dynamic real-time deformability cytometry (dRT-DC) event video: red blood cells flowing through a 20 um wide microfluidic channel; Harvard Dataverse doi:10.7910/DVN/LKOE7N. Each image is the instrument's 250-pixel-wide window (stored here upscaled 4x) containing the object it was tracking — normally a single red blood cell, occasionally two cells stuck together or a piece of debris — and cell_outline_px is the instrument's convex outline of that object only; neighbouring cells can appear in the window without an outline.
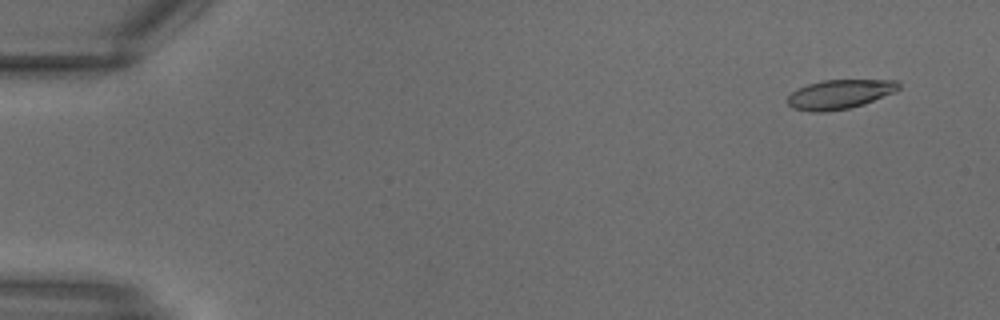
{"species": "common noctule bat (a hibernating species)", "species_latin": "Nyctalus noctula", "temperature_condition": "warm", "stored_images_in_passage": 16, "camera_frame_rate_fps": 3000, "um_per_image_px": 0.085, "animal": {"sex": "male", "body_mass_g": 18.8}, "frame": {"image": 1, "passage_image": 3, "time_ms": 0.667, "image_size_px": [1000, 320], "cell_outline_px": [[900, 88], [896, 92], [864, 104], [848, 108], [824, 112], [812, 112], [792, 108], [788, 104], [788, 96], [796, 88], [820, 80], [896, 80], [900, 84]], "centroid_in_image_um": [71.37, 8.01], "position_along_channel_um": 13.6, "area_um2": 19.07}}
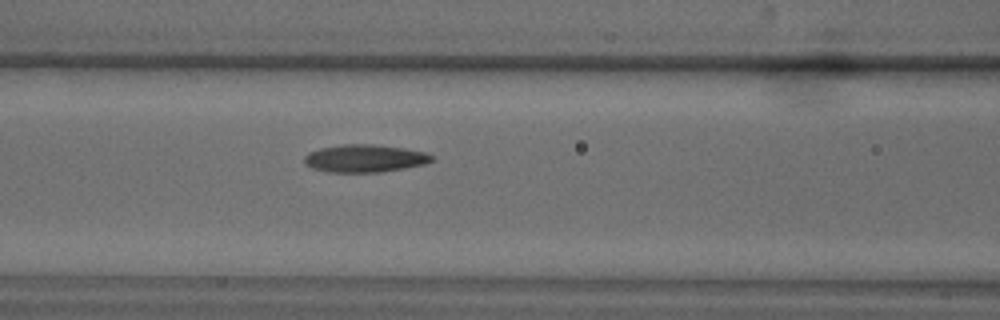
{"frame": {"image": 2, "passage_image": 14, "time_ms": 4.333, "image_size_px": [1000, 320], "cell_outline_px": [[436, 160], [424, 164], [404, 168], [380, 172], [328, 172], [312, 168], [304, 164], [304, 156], [308, 152], [320, 148], [344, 144], [372, 144], [404, 148], [424, 152], [432, 156]], "centroid_in_image_um": [30.98, 13.46], "position_along_channel_um": 135.6, "area_um2": 20.58}}
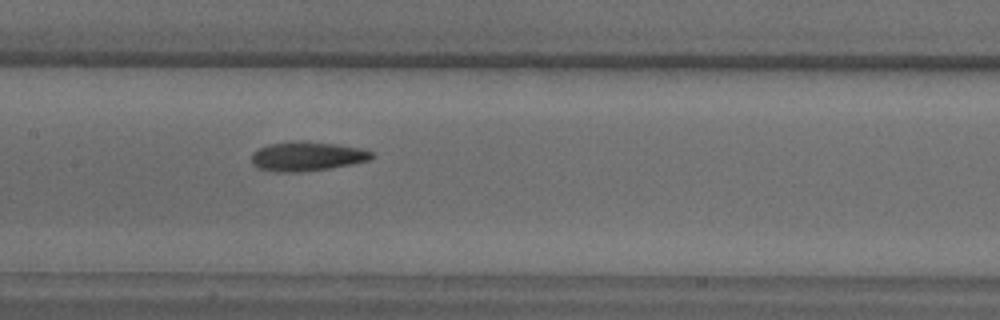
{"frame": {"image": 3, "passage_image": 16, "time_ms": 5.0, "image_size_px": [1000, 320], "cell_outline_px": [[372, 156], [368, 160], [352, 164], [328, 168], [300, 172], [276, 172], [256, 168], [252, 164], [252, 152], [268, 144], [296, 140], [300, 140], [336, 144], [360, 148], [372, 152]], "centroid_in_image_um": [26.03, 13.28], "position_along_channel_um": 181.4, "area_um2": 20.52}}